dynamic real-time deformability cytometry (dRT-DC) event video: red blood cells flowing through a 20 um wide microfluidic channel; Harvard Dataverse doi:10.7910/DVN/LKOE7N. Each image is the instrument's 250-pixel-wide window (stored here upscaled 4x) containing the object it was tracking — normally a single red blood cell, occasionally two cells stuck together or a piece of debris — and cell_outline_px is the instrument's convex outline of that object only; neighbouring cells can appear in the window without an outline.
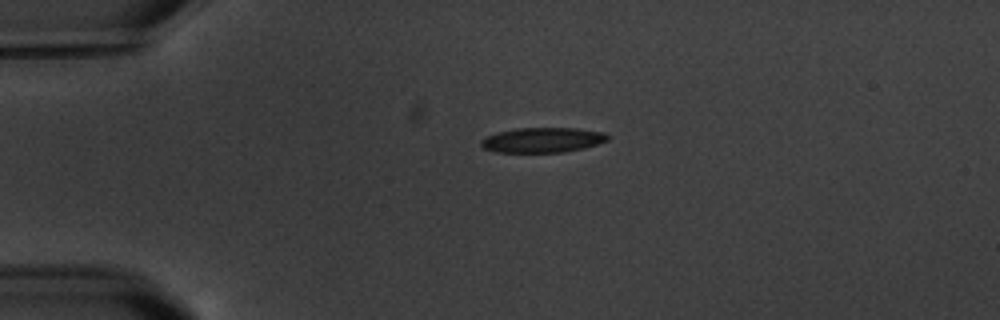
{"species": "common noctule bat (a hibernating species)", "species_latin": "Nyctalus noctula", "temperature_condition": "warm", "stored_images_in_passage": 2, "camera_frame_rate_fps": 3000, "um_per_image_px": 0.085, "animal": {"sex": "male", "body_mass_g": 20.1, "forearm_length_mm": 53.5}, "frame": {"image": 1, "passage_image": 1, "time_ms": 0.0, "image_size_px": [1000, 320], "cell_outline_px": [[608, 140], [584, 148], [564, 152], [496, 152], [484, 148], [480, 144], [480, 140], [496, 132], [516, 128], [576, 128], [604, 132], [608, 136]], "centroid_in_image_um": [46.1, 11.9], "position_along_channel_um": 38.9, "area_um2": 18.38}}